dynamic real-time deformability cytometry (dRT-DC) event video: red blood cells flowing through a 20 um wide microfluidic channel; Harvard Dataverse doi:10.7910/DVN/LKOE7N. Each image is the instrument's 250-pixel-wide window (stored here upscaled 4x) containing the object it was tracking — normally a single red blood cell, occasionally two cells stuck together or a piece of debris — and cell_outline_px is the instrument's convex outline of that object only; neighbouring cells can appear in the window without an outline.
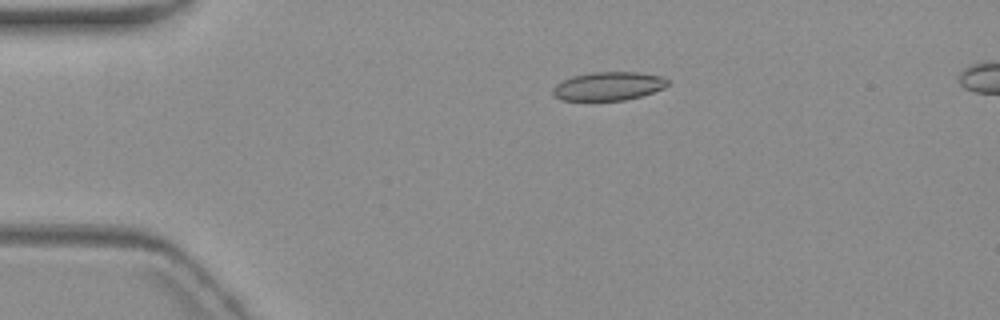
{"species": "common noctule bat (a hibernating species)", "species_latin": "Nyctalus noctula", "temperature_condition": "warm", "stored_images_in_passage": 6, "segment_of_instrument_passage": [1, 2], "camera_frame_rate_fps": 3000, "um_per_image_px": 0.085, "animal": {"sex": "female", "body_mass_g": 19.3, "forearm_length_mm": 54.1}, "frame": {"image": 1, "passage_image": 4, "time_ms": 3.667, "image_size_px": [1000, 320], "cell_outline_px": [[668, 84], [664, 88], [640, 96], [624, 100], [560, 100], [552, 96], [552, 88], [556, 84], [572, 76], [592, 72], [636, 72], [664, 76], [668, 80]], "centroid_in_image_um": [51.69, 7.32], "position_along_channel_um": 33.3, "area_um2": 19.13}}